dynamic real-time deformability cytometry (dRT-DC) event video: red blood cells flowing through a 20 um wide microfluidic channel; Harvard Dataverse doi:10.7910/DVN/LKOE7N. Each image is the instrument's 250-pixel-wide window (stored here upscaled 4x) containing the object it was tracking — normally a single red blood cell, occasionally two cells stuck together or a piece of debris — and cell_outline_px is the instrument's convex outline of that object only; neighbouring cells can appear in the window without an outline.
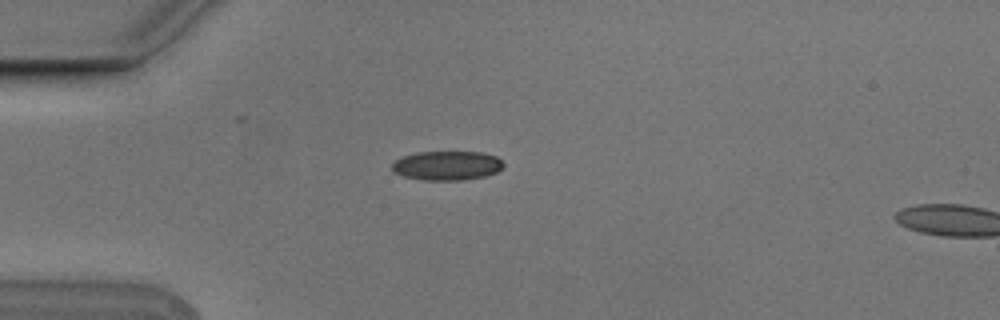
{"species": "Egyptian fruit bat (a non-hibernating species)", "species_latin": "Rousettus aegyptiacus", "temperature_condition": "cold", "stored_images_in_passage": 3, "camera_frame_rate_fps": 3000, "um_per_image_px": 0.085, "animal": {"sex": "male"}, "frame": {"image": 1, "passage_image": 1, "time_ms": 0.0, "image_size_px": [1000, 320], "cell_outline_px": [[504, 164], [496, 172], [484, 176], [464, 180], [424, 180], [404, 176], [392, 172], [392, 164], [396, 160], [404, 156], [416, 152], [484, 152], [496, 156]], "centroid_in_image_um": [37.98, 14.07], "position_along_channel_um": 47.0, "area_um2": 18.9}}
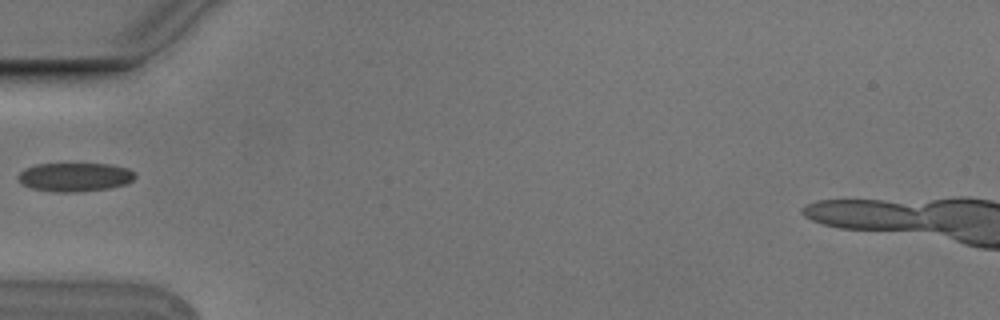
{"frame": {"image": 2, "passage_image": 2, "time_ms": 0.333, "image_size_px": [1000, 320], "cell_outline_px": [[136, 176], [132, 180], [124, 184], [108, 188], [80, 192], [52, 192], [32, 188], [24, 184], [16, 176], [24, 168], [36, 164], [112, 164], [128, 168], [136, 172]], "centroid_in_image_um": [6.37, 15.04], "position_along_channel_um": 78.6, "area_um2": 19.65}}